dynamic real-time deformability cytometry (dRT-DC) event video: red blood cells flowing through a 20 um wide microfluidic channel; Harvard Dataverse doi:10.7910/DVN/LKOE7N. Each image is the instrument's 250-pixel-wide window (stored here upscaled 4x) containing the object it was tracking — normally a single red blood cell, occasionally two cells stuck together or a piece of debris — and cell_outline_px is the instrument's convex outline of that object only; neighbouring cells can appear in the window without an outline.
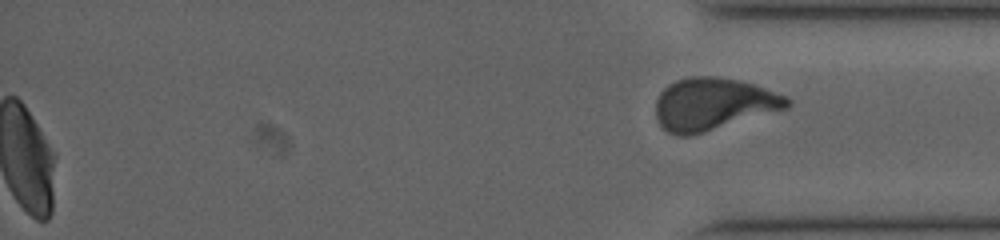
{"species": "human", "species_latin": "Homo sapiens", "temperature_condition": "cold", "stored_images_in_passage": 48, "segment_of_instrument_passage": [2, 2], "camera_frame_rate_fps": 3000, "um_per_image_px": 0.085, "donor": {"sex": "male"}, "frame": {"image": 1, "passage_image": 48, "time_ms": 15.667, "image_size_px": [1000, 240], "cell_outline_px": [[792, 104], [788, 108], [688, 136], [680, 136], [668, 132], [660, 124], [656, 116], [656, 100], [660, 92], [668, 84], [676, 80], [688, 76], [716, 76], [740, 80], [788, 96], [792, 100]], "centroid_in_image_um": [60.63, 8.82], "position_along_channel_um": 374.6, "area_um2": 39.94}}